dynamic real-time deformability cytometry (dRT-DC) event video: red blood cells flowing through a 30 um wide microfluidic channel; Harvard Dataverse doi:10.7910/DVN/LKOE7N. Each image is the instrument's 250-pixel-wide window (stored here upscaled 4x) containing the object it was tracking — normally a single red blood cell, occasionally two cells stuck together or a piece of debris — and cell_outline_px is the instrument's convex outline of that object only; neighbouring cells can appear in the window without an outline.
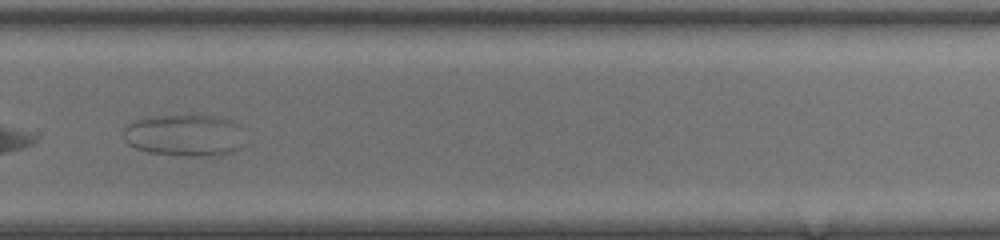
{"species": "common noctule bat (a hibernating species)", "species_latin": "Nyctalus noctula", "temperature_condition": "room temperature", "stored_images_in_passage": 31, "camera_frame_rate_fps": 3000, "um_per_image_px": 0.085, "animal": {"sex": "female", "body_mass_g": 20.0, "forearm_length_mm": 54.0}, "frame": {"image": 1, "passage_image": 22, "time_ms": 7.0, "image_size_px": [1000, 240], "cell_outline_px": [[244, 144], [240, 148], [232, 152], [208, 156], [188, 156], [148, 152], [136, 148], [128, 144], [124, 140], [124, 128], [132, 120], [148, 116], [208, 116], [232, 120], [236, 124]], "centroid_in_image_um": [15.63, 11.51], "position_along_channel_um": 314.2, "area_um2": 29.36}}